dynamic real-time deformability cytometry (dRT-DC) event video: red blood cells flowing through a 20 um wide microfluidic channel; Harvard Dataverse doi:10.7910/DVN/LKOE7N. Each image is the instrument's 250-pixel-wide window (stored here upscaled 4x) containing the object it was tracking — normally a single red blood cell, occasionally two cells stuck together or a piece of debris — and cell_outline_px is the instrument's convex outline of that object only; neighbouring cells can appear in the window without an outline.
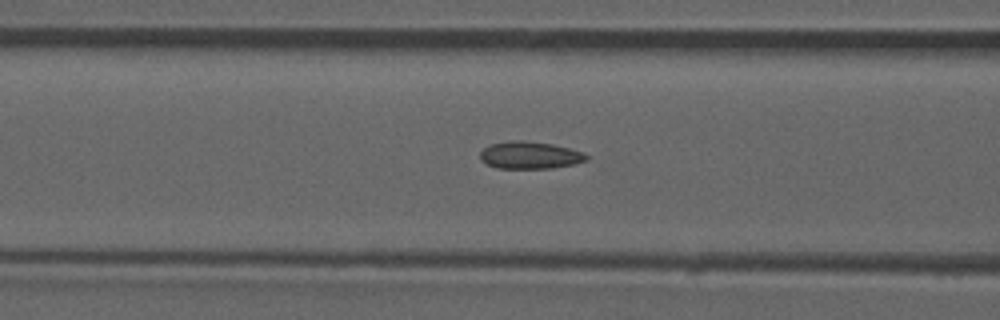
{"species": "common noctule bat (a hibernating species)", "species_latin": "Nyctalus noctula", "temperature_condition": "room temperature", "stored_images_in_passage": 49, "camera_frame_rate_fps": 3000, "um_per_image_px": 0.085, "animal": {"sex": "male", "forearm_length_mm": 52.5}, "frame": {"image": 1, "passage_image": 21, "time_ms": 6.667, "image_size_px": [1000, 320], "cell_outline_px": [[588, 160], [572, 164], [552, 168], [496, 168], [480, 160], [480, 152], [488, 144], [512, 140], [524, 140], [552, 144], [584, 152], [588, 156]], "centroid_in_image_um": [45.01, 13.18], "position_along_channel_um": 121.6, "area_um2": 16.94}, "authors_computed_cell_mechanics": {"area_um2": 16.5886, "velocity_mm_per_s": 3.8988, "shape_relaxation_time_tau1_ms": null, "shape_relaxation_time_tau2_ms": 2.6833, "deformation_change_tau1": null, "deformation_change_tau2": 0.0786}}